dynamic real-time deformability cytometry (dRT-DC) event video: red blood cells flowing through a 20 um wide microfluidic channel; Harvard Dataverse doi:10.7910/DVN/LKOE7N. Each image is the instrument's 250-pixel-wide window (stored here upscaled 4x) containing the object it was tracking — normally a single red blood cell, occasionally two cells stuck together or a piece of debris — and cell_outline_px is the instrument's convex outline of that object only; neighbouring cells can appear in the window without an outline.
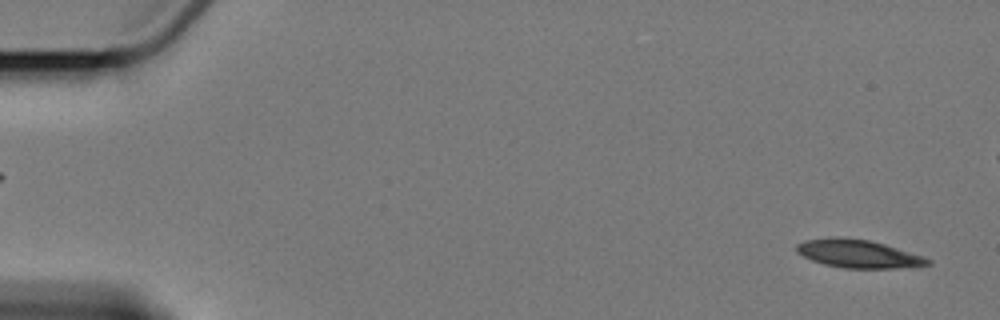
{"species": "Egyptian fruit bat (a non-hibernating species)", "species_latin": "Rousettus aegyptiacus", "temperature_condition": "cold", "stored_images_in_passage": 5, "camera_frame_rate_fps": 3000, "um_per_image_px": 0.085, "animal": {"sex": "female"}, "frame": {"image": 1, "passage_image": 5, "time_ms": 5.667, "image_size_px": [1000, 320], "cell_outline_px": [[932, 264], [920, 268], [844, 268], [824, 264], [812, 260], [796, 252], [796, 244], [804, 240], [836, 236], [868, 240], [884, 244], [924, 256], [932, 260]], "centroid_in_image_um": [73.02, 21.58], "position_along_channel_um": 12.0, "area_um2": 21.79}}